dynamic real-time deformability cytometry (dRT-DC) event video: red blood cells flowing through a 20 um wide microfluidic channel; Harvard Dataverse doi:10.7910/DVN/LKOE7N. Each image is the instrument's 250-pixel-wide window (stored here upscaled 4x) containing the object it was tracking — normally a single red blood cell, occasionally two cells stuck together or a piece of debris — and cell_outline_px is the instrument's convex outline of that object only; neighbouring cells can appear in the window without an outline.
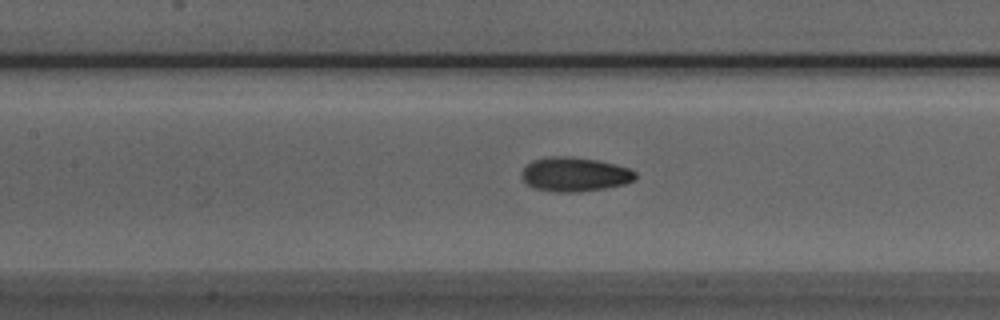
{"species": "Egyptian fruit bat (a non-hibernating species)", "species_latin": "Rousettus aegyptiacus", "temperature_condition": "room temperature", "stored_images_in_passage": 38, "camera_frame_rate_fps": 3000, "um_per_image_px": 0.085, "animal": {"sex": "male"}, "frame": {"image": 1, "passage_image": 9, "time_ms": 2.667, "image_size_px": [1000, 320], "cell_outline_px": [[636, 180], [624, 184], [604, 188], [580, 192], [556, 192], [536, 188], [528, 184], [524, 180], [524, 168], [528, 164], [536, 160], [552, 156], [564, 156], [596, 160], [628, 168], [636, 172]], "centroid_in_image_um": [48.9, 14.83], "position_along_channel_um": 158.5, "area_um2": 22.14}}
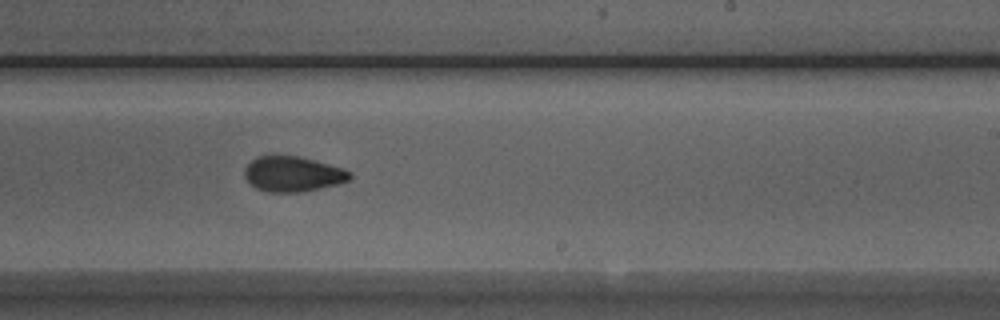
{"frame": {"image": 2, "passage_image": 17, "time_ms": 5.333, "image_size_px": [1000, 320], "cell_outline_px": [[352, 176], [348, 180], [336, 184], [304, 192], [268, 192], [256, 188], [244, 176], [244, 168], [256, 156], [296, 156], [344, 168], [352, 172]], "centroid_in_image_um": [24.88, 14.8], "position_along_channel_um": 264.1, "area_um2": 21.44}}
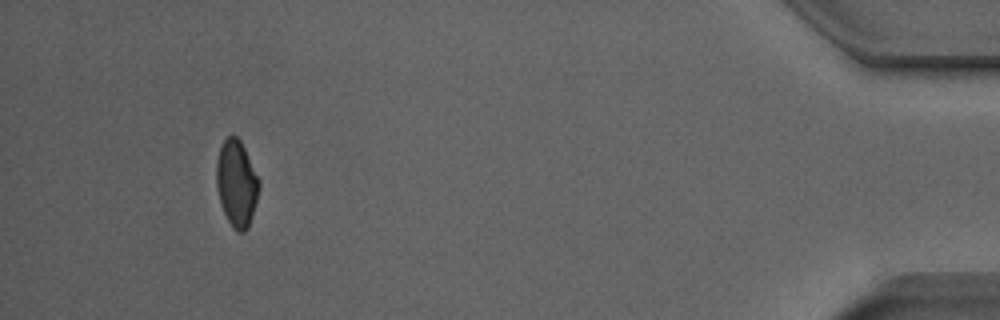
{"frame": {"image": 3, "passage_image": 34, "time_ms": 11.0, "image_size_px": [1000, 320], "cell_outline_px": [[260, 188], [252, 216], [248, 228], [244, 232], [236, 232], [232, 228], [224, 212], [220, 200], [216, 184], [216, 160], [220, 148], [224, 140], [228, 136], [236, 136], [240, 140], [260, 180]], "centroid_in_image_um": [20.11, 15.6], "position_along_channel_um": 415.1, "area_um2": 21.44}, "authors_computed_cell_mechanics": {"area_um2": 21.9351, "velocity_mm_per_s": 3.9794, "shape_relaxation_time_tau1_ms": 6.1485, "shape_relaxation_time_tau2_ms": 2.5173, "deformation_change_tau1": 0.1291, "deformation_change_tau2": 0.0744}}